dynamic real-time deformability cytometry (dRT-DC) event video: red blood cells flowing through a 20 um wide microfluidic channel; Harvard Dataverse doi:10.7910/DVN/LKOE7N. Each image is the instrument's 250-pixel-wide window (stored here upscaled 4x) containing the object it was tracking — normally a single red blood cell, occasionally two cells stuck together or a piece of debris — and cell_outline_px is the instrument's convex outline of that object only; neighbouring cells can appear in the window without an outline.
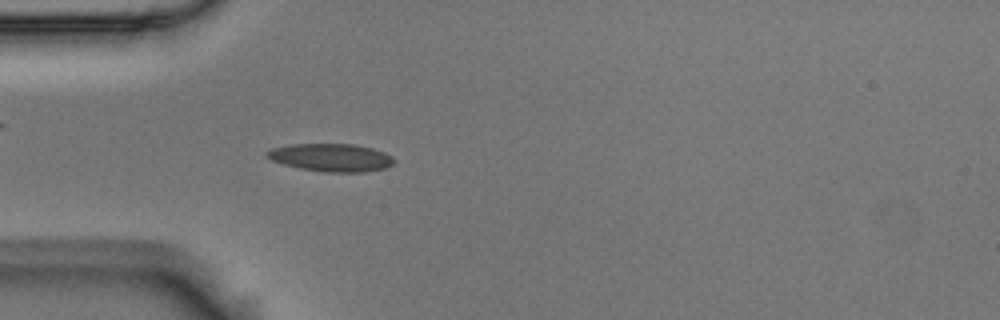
{"species": "Egyptian fruit bat (a non-hibernating species)", "species_latin": "Rousettus aegyptiacus", "temperature_condition": "room temperature", "stored_images_in_passage": 54, "camera_frame_rate_fps": 3000, "um_per_image_px": 0.085, "animal": {"sex": "male"}, "frame": {"image": 1, "passage_image": 15, "time_ms": 4.667, "image_size_px": [1000, 320], "cell_outline_px": [[396, 160], [392, 164], [384, 168], [364, 172], [324, 172], [300, 168], [284, 164], [272, 160], [264, 156], [264, 152], [272, 148], [288, 144], [356, 144], [372, 148], [384, 152], [392, 156]], "centroid_in_image_um": [28.12, 13.38], "position_along_channel_um": 56.9, "area_um2": 20.75}}
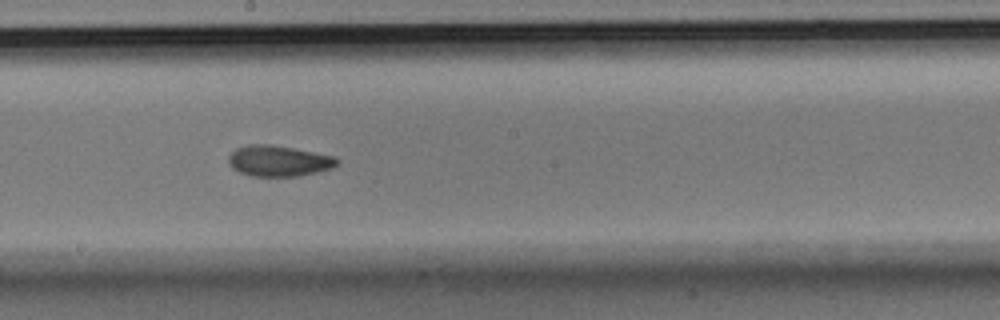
{"frame": {"image": 2, "passage_image": 29, "time_ms": 9.333, "image_size_px": [1000, 320], "cell_outline_px": [[340, 164], [332, 168], [300, 176], [252, 176], [240, 172], [232, 168], [228, 164], [228, 156], [236, 148], [248, 144], [272, 144], [336, 156], [340, 160]], "centroid_in_image_um": [23.71, 13.67], "position_along_channel_um": 224.5, "area_um2": 19.77}}
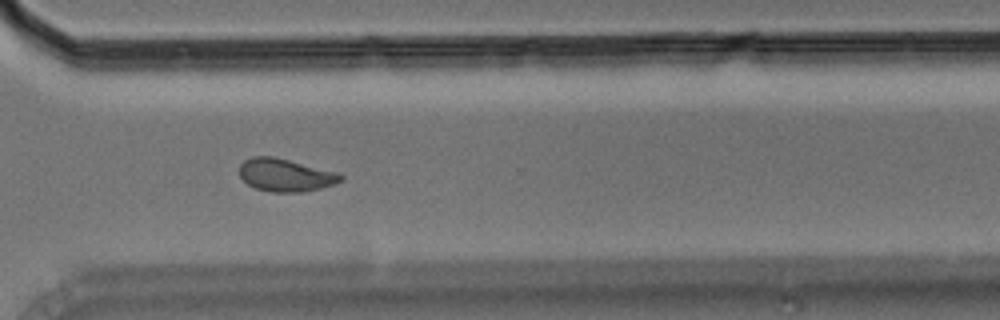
{"frame": {"image": 3, "passage_image": 39, "time_ms": 12.667, "image_size_px": [1000, 320], "cell_outline_px": [[344, 180], [336, 184], [304, 192], [272, 192], [256, 188], [248, 184], [240, 176], [240, 164], [244, 160], [252, 156], [272, 156], [340, 172], [344, 176]], "centroid_in_image_um": [24.32, 14.88], "position_along_channel_um": 346.3, "area_um2": 19.54}, "authors_computed_cell_mechanics": {"area_um2": 19.3919, "velocity_mm_per_s": 3.6643, "shape_relaxation_time_tau1_ms": 7.0544, "shape_relaxation_time_tau2_ms": 2.9771, "deformation_change_tau1": 0.1442, "deformation_change_tau2": 0.0899}}